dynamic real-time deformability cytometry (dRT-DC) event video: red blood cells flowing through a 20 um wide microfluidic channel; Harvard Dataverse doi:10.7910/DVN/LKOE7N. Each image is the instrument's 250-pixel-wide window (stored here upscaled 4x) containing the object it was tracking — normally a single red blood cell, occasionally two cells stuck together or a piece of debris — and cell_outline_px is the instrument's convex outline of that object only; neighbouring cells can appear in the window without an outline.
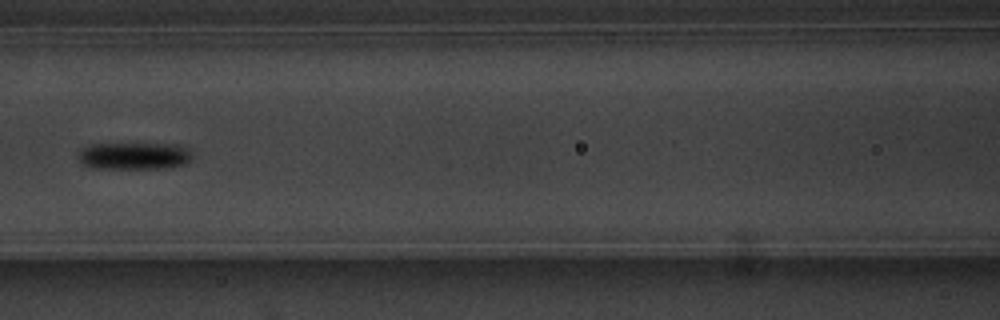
{"species": "common noctule bat (a hibernating species)", "species_latin": "Nyctalus noctula", "temperature_condition": "warm", "stored_images_in_passage": 6, "camera_frame_rate_fps": 3000, "um_per_image_px": 0.085, "animal": {"sex": "male", "body_mass_g": 20.1, "forearm_length_mm": 53.5}, "frame": {"image": 1, "passage_image": 6, "time_ms": 5.667, "image_size_px": [1000, 320], "cell_outline_px": [[192, 160], [188, 164], [172, 168], [92, 168], [84, 164], [80, 160], [80, 148], [92, 144], [176, 144], [188, 148], [192, 156]], "centroid_in_image_um": [11.48, 13.25], "position_along_channel_um": 155.1, "area_um2": 18.15}}